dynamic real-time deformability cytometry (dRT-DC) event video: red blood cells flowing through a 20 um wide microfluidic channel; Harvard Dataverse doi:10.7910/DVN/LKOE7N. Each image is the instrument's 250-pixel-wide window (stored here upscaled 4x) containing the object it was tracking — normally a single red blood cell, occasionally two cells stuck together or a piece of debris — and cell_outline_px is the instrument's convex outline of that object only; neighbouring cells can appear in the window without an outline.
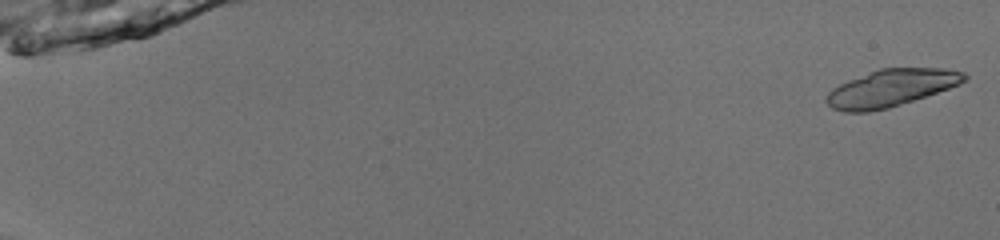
{"species": "common noctule bat (a hibernating species)", "species_latin": "Nyctalus noctula", "temperature_condition": "room temperature", "stored_images_in_passage": 53, "segment_of_instrument_passage": [1, 2], "camera_frame_rate_fps": 3000, "um_per_image_px": 0.085, "animal": {"sex": "male", "body_mass_g": 13.0, "forearm_length_mm": 53.1}, "frame": {"image": 1, "passage_image": 1, "time_ms": 0.0, "image_size_px": [1000, 240], "cell_outline_px": [[968, 80], [960, 84], [888, 108], [868, 112], [844, 112], [832, 108], [824, 100], [824, 96], [832, 88], [848, 80], [880, 68], [944, 68], [964, 72], [968, 76]], "centroid_in_image_um": [75.71, 7.48], "position_along_channel_um": 9.3, "area_um2": 29.71}}